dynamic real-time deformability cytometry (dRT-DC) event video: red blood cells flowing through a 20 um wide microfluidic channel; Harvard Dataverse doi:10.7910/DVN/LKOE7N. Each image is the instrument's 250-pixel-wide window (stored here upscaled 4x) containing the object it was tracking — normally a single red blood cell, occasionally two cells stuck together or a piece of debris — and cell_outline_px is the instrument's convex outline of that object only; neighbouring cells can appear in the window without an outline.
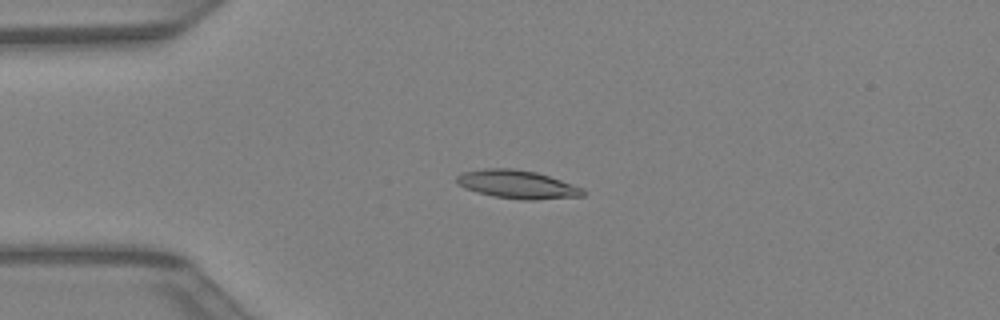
{"species": "Egyptian fruit bat (a non-hibernating species)", "species_latin": "Rousettus aegyptiacus", "temperature_condition": "warm", "stored_images_in_passage": 43, "camera_frame_rate_fps": 3000, "um_per_image_px": 0.085, "animal": {"sex": "female"}, "frame": {"image": 1, "passage_image": 11, "time_ms": 3.333, "image_size_px": [1000, 320], "cell_outline_px": [[584, 196], [532, 200], [496, 196], [476, 192], [460, 184], [456, 180], [456, 176], [464, 172], [484, 168], [516, 168], [536, 172], [584, 188]], "centroid_in_image_um": [44.0, 15.66], "position_along_channel_um": 41.0, "area_um2": 20.46}}
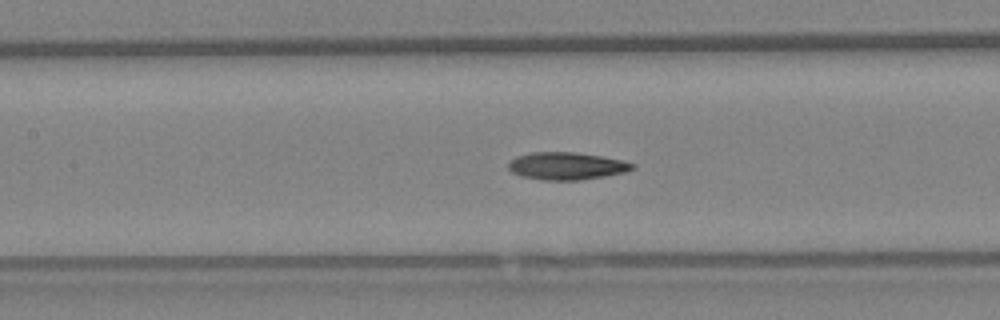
{"frame": {"image": 2, "passage_image": 20, "time_ms": 6.333, "image_size_px": [1000, 320], "cell_outline_px": [[636, 168], [624, 172], [604, 176], [580, 180], [540, 180], [520, 176], [512, 172], [508, 168], [508, 164], [516, 156], [532, 152], [572, 152], [600, 156], [620, 160], [636, 164]], "centroid_in_image_um": [48.14, 14.11], "position_along_channel_um": 159.3, "area_um2": 19.77}}
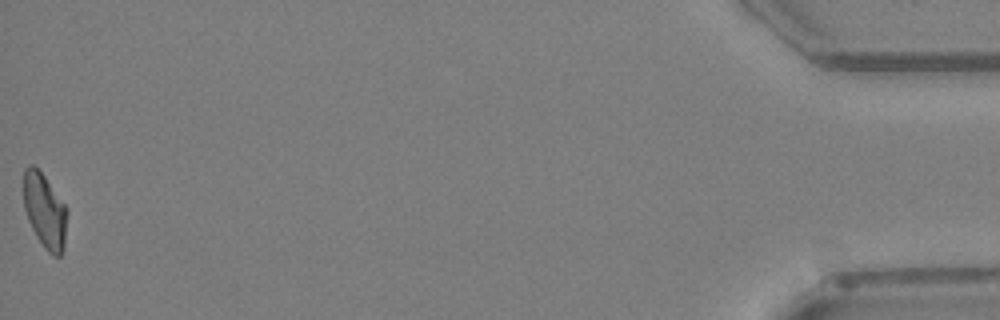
{"frame": {"image": 3, "passage_image": 43, "time_ms": 14.0, "image_size_px": [1000, 320], "cell_outline_px": [[68, 212], [64, 248], [60, 256], [52, 256], [44, 248], [36, 236], [28, 220], [24, 208], [24, 168], [28, 164], [32, 164], [44, 176], [68, 208]], "centroid_in_image_um": [3.82, 17.95], "position_along_channel_um": 431.4, "area_um2": 19.07}}